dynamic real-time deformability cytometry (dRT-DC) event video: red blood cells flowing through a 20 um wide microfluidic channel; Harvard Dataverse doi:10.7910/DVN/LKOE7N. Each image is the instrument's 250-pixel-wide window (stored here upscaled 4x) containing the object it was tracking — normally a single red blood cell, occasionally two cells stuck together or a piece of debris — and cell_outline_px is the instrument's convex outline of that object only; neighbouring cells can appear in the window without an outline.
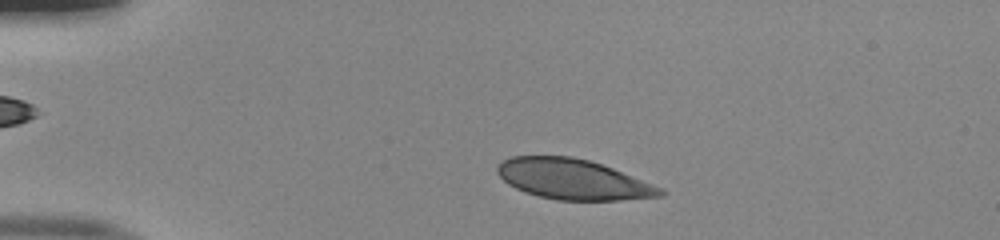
{"species": "human", "species_latin": "Homo sapiens", "temperature_condition": "room temperature", "stored_images_in_passage": 44, "camera_frame_rate_fps": 3000, "um_per_image_px": 0.085, "donor": {"sex": "male"}, "frame": {"image": 1, "passage_image": 5, "time_ms": 1.333, "image_size_px": [1000, 240], "cell_outline_px": [[668, 192], [664, 196], [620, 200], [556, 200], [524, 192], [508, 184], [496, 172], [496, 168], [504, 160], [512, 156], [572, 156], [588, 160], [612, 168], [664, 188]], "centroid_in_image_um": [48.74, 15.25], "position_along_channel_um": 36.3, "area_um2": 38.21}}
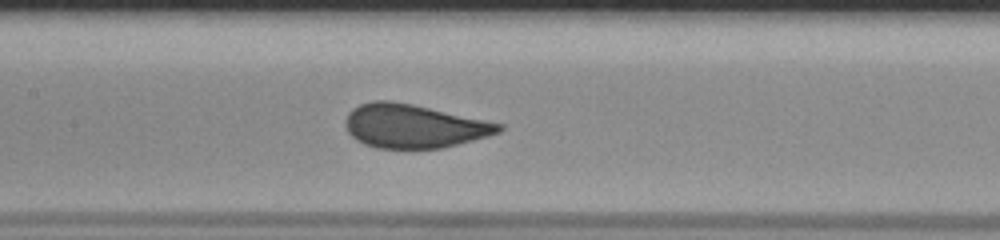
{"frame": {"image": 2, "passage_image": 19, "time_ms": 6.0, "image_size_px": [1000, 240], "cell_outline_px": [[504, 128], [500, 132], [472, 140], [440, 148], [376, 148], [364, 144], [356, 140], [348, 132], [344, 124], [344, 120], [348, 112], [352, 108], [360, 104], [372, 100], [388, 100], [412, 104], [504, 124]], "centroid_in_image_um": [35.12, 10.71], "position_along_channel_um": 172.3, "area_um2": 38.9}}
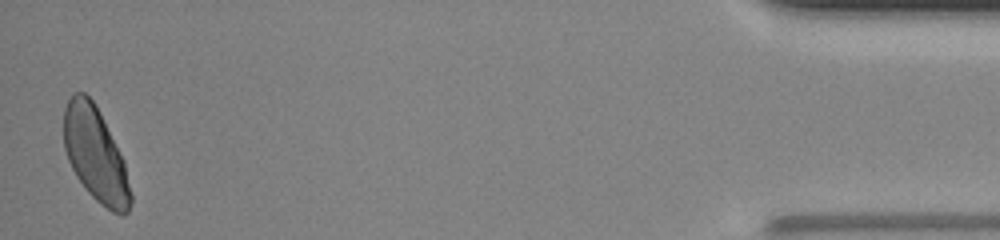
{"frame": {"image": 3, "passage_image": 44, "time_ms": 14.333, "image_size_px": [1000, 240], "cell_outline_px": [[132, 200], [128, 212], [120, 216], [112, 212], [100, 204], [88, 192], [76, 176], [68, 160], [64, 148], [64, 108], [72, 92], [84, 92], [96, 104], [124, 160], [132, 196]], "centroid_in_image_um": [8.12, 13.14], "position_along_channel_um": 427.1, "area_um2": 36.76}, "authors_computed_cell_mechanics": {"area_um2": 38.8416, "velocity_mm_per_s": 4.0282, "shape_relaxation_time_tau1_ms": 4.6329, "shape_relaxation_time_tau2_ms": null, "deformation_change_tau1": 0.1483, "deformation_change_tau2": null}}